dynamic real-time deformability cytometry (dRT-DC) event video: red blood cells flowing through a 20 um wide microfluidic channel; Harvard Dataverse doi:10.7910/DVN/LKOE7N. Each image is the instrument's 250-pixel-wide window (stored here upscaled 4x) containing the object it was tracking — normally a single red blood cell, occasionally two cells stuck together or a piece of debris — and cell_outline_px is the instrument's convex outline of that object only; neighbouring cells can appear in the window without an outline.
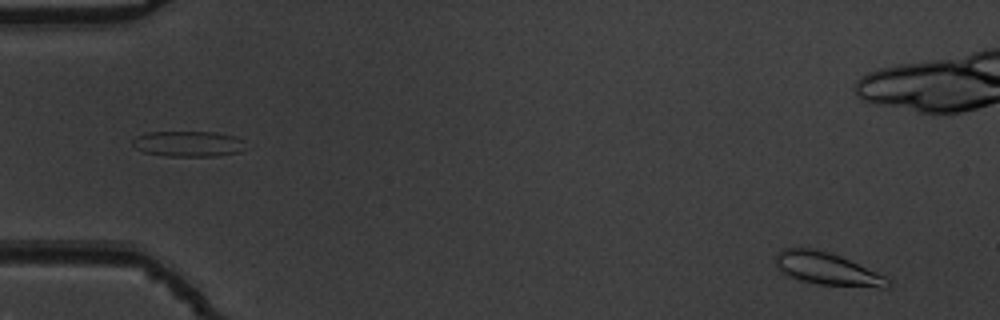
{"species": "common noctule bat (a hibernating species)", "species_latin": "Nyctalus noctula", "temperature_condition": "warm", "stored_images_in_passage": 56, "camera_frame_rate_fps": 3000, "um_per_image_px": 0.085, "animal": {"sex": "male", "body_mass_g": 19.5, "forearm_length_mm": 54.6}, "frame": {"image": 1, "passage_image": 4, "time_ms": 1.0, "image_size_px": [1000, 320], "cell_outline_px": [[892, 284], [888, 288], [880, 288], [820, 284], [800, 280], [788, 276], [776, 264], [776, 252], [784, 248], [812, 248], [828, 252], [840, 256], [876, 272], [892, 280]], "centroid_in_image_um": [70.34, 22.86], "position_along_channel_um": 14.7, "area_um2": 21.04}}
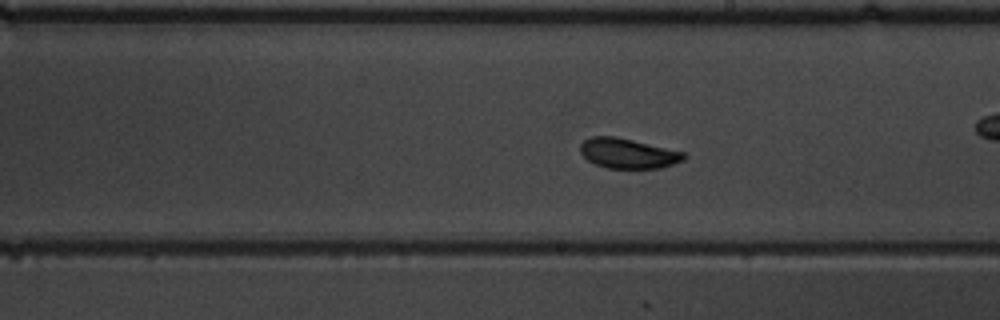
{"frame": {"image": 2, "passage_image": 32, "time_ms": 10.333, "image_size_px": [1000, 320], "cell_outline_px": [[688, 156], [684, 160], [660, 168], [608, 168], [596, 164], [588, 160], [580, 152], [580, 144], [584, 140], [592, 136], [616, 136], [684, 152]], "centroid_in_image_um": [53.38, 13.03], "position_along_channel_um": 235.6, "area_um2": 18.03}}
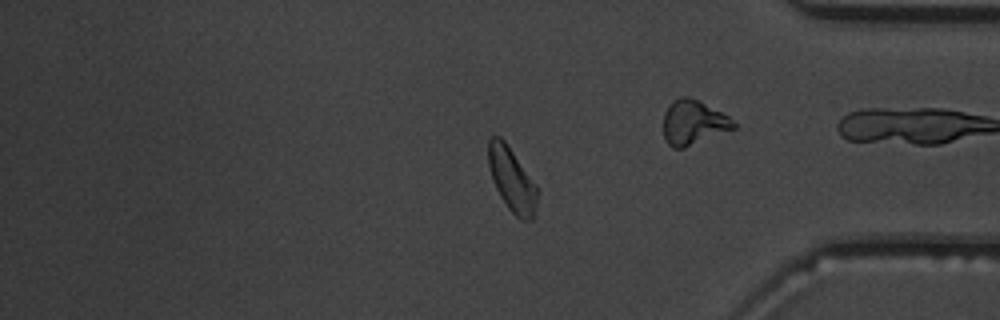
{"frame": {"image": 3, "passage_image": 46, "time_ms": 15.0, "image_size_px": [1000, 320], "cell_outline_px": [[536, 208], [532, 220], [520, 220], [508, 208], [500, 196], [492, 180], [488, 164], [488, 140], [492, 136], [500, 136], [504, 140], [536, 184]], "centroid_in_image_um": [43.48, 15.26], "position_along_channel_um": 391.7, "area_um2": 18.03}, "authors_computed_cell_mechanics": {"area_um2": 18.6983, "velocity_mm_per_s": 3.7591, "shape_relaxation_time_tau1_ms": 2.6264, "shape_relaxation_time_tau2_ms": 1.6613, "deformation_change_tau1": 0.1189, "deformation_change_tau2": 0.0535}}